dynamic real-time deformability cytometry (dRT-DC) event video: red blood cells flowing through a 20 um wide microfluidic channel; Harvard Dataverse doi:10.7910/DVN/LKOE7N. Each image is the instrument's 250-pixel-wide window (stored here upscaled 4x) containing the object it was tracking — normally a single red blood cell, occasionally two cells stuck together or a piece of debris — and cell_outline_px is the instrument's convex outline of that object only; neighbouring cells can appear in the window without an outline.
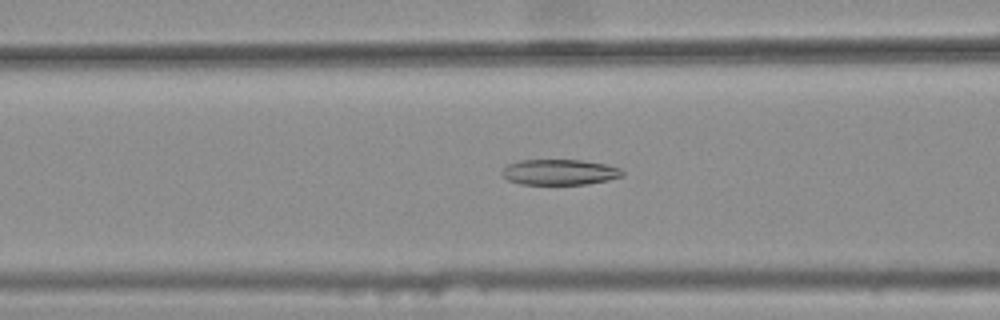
{"species": "common noctule bat (a hibernating species)", "species_latin": "Nyctalus noctula", "temperature_condition": "warm", "stored_images_in_passage": 37, "camera_frame_rate_fps": 3000, "um_per_image_px": 0.085, "animal": {"sex": "female", "body_mass_g": 25.1}, "frame": {"image": 1, "passage_image": 16, "time_ms": 5.0, "image_size_px": [1000, 320], "cell_outline_px": [[624, 176], [608, 180], [588, 184], [520, 184], [508, 180], [500, 172], [508, 164], [520, 160], [580, 160], [604, 164], [620, 168], [624, 172]], "centroid_in_image_um": [47.57, 14.63], "position_along_channel_um": 119.0, "area_um2": 17.92}}
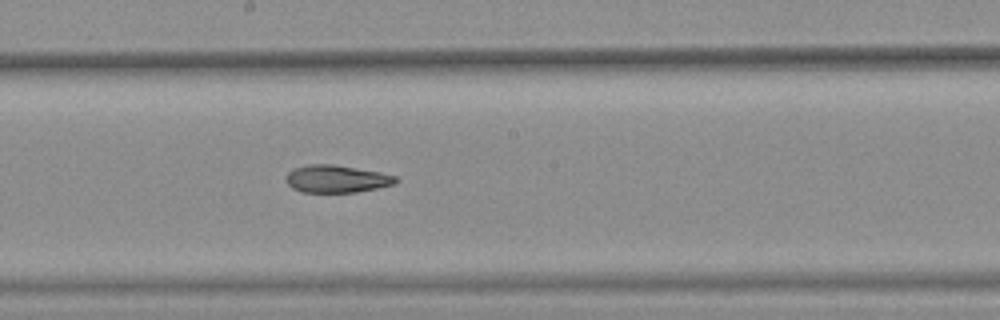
{"frame": {"image": 2, "passage_image": 24, "time_ms": 7.667, "image_size_px": [1000, 320], "cell_outline_px": [[400, 180], [396, 184], [356, 192], [300, 192], [292, 188], [284, 180], [284, 176], [292, 168], [308, 164], [332, 164], [380, 172], [396, 176]], "centroid_in_image_um": [28.57, 15.2], "position_along_channel_um": 219.6, "area_um2": 17.8}}
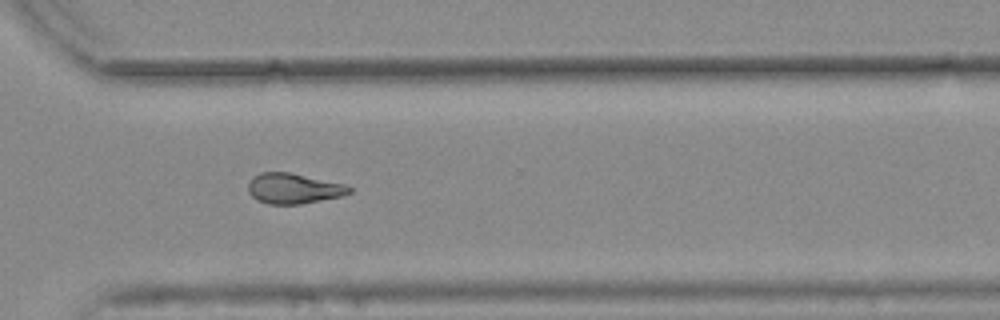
{"frame": {"image": 3, "passage_image": 34, "time_ms": 11.0, "image_size_px": [1000, 320], "cell_outline_px": [[352, 192], [344, 196], [300, 204], [268, 204], [256, 200], [248, 192], [248, 184], [252, 176], [260, 172], [288, 172], [348, 184], [352, 188]], "centroid_in_image_um": [24.98, 16.02], "position_along_channel_um": 345.6, "area_um2": 18.21}}